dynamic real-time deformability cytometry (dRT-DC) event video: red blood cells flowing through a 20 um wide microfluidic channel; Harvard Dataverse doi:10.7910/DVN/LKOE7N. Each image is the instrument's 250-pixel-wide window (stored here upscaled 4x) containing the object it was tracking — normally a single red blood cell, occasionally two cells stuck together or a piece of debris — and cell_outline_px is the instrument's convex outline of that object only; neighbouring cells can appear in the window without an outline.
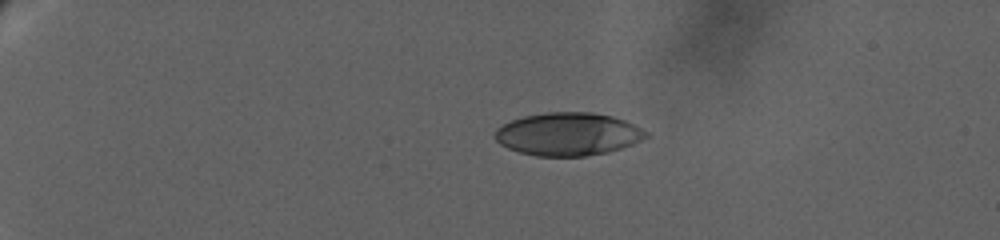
{"species": "human", "species_latin": "Homo sapiens", "temperature_condition": "warm", "stored_images_in_passage": 19, "camera_frame_rate_fps": 3000, "um_per_image_px": 0.085, "donor": {"sex": "female"}, "frame": {"image": 1, "passage_image": 1, "time_ms": 0.0, "image_size_px": [1000, 240], "cell_outline_px": [[648, 136], [632, 144], [608, 152], [584, 156], [536, 156], [520, 152], [508, 148], [500, 144], [496, 140], [496, 128], [500, 124], [524, 116], [548, 112], [592, 112], [612, 116], [624, 120], [648, 132]], "centroid_in_image_um": [48.26, 11.39], "position_along_channel_um": 36.7, "area_um2": 37.63}}
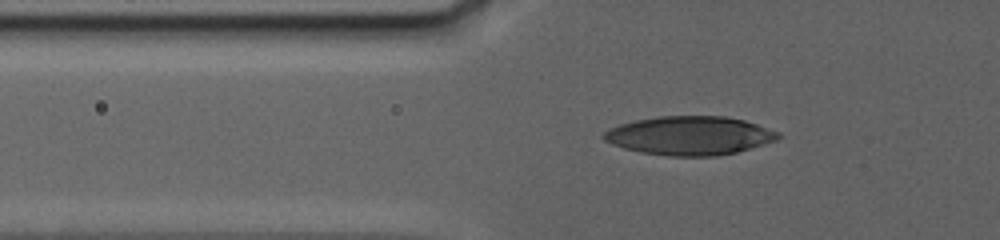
{"frame": {"image": 2, "passage_image": 13, "time_ms": 4.0, "image_size_px": [1000, 240], "cell_outline_px": [[784, 136], [776, 140], [736, 152], [716, 156], [668, 156], [640, 152], [624, 148], [612, 144], [604, 140], [600, 136], [608, 128], [620, 124], [636, 120], [660, 116], [724, 116], [744, 120], [780, 132]], "centroid_in_image_um": [58.6, 11.53], "position_along_channel_um": 67.2, "area_um2": 39.42}}
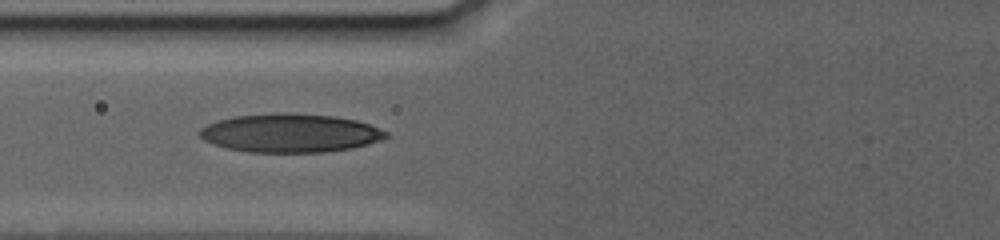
{"frame": {"image": 3, "passage_image": 18, "time_ms": 5.667, "image_size_px": [1000, 240], "cell_outline_px": [[388, 136], [384, 140], [352, 148], [328, 152], [248, 152], [228, 148], [212, 144], [204, 140], [196, 132], [200, 128], [216, 120], [232, 116], [284, 112], [332, 116], [356, 120], [380, 128], [388, 132]], "centroid_in_image_um": [24.65, 11.31], "position_along_channel_um": 101.1, "area_um2": 42.19}}